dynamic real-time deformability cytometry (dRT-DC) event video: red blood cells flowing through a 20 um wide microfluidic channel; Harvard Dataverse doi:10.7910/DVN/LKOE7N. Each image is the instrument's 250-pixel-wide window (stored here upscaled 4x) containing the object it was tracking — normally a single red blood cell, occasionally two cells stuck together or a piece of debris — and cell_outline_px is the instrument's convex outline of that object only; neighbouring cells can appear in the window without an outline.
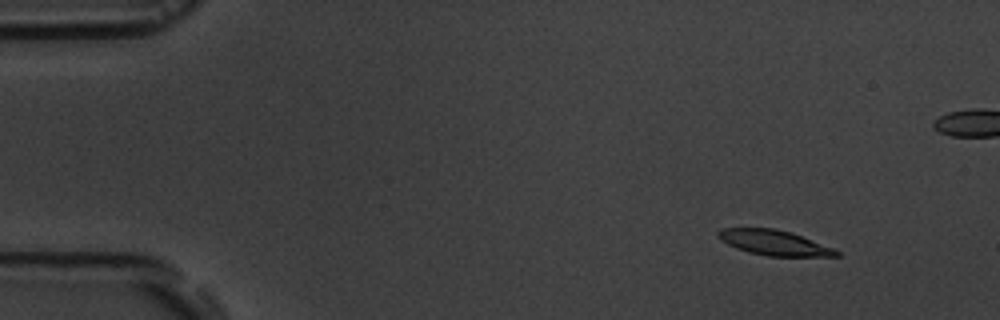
{"species": "common noctule bat (a hibernating species)", "species_latin": "Nyctalus noctula", "temperature_condition": "room temperature", "stored_images_in_passage": 7, "camera_frame_rate_fps": 3000, "um_per_image_px": 0.085, "animal": {"sex": "male", "body_mass_g": 19.5, "forearm_length_mm": 54.6}, "frame": {"image": 1, "passage_image": 2, "time_ms": 1.333, "image_size_px": [1000, 320], "cell_outline_px": [[840, 256], [768, 256], [748, 252], [736, 248], [720, 240], [716, 236], [716, 232], [720, 228], [776, 228], [792, 232], [832, 248], [840, 252]], "centroid_in_image_um": [65.75, 20.62], "position_along_channel_um": 19.3, "area_um2": 17.34}}
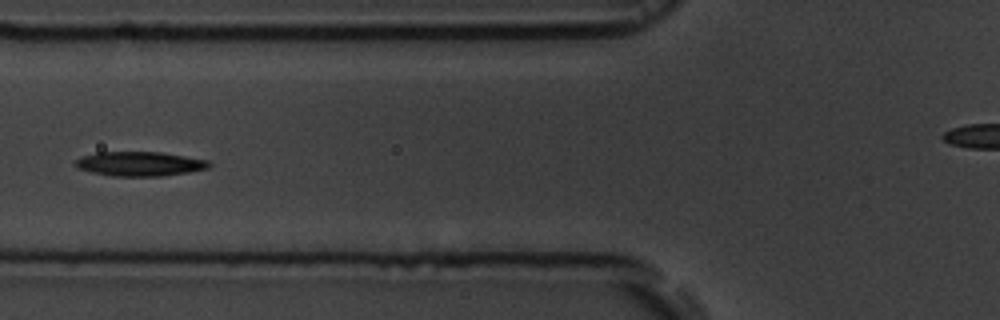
{"frame": {"image": 2, "passage_image": 7, "time_ms": 6.667, "image_size_px": [1000, 320], "cell_outline_px": [[212, 164], [208, 168], [188, 172], [160, 176], [112, 176], [92, 172], [80, 168], [72, 164], [80, 156], [96, 152], [160, 152], [208, 160]], "centroid_in_image_um": [11.85, 13.92], "position_along_channel_um": 113.9, "area_um2": 18.96}}